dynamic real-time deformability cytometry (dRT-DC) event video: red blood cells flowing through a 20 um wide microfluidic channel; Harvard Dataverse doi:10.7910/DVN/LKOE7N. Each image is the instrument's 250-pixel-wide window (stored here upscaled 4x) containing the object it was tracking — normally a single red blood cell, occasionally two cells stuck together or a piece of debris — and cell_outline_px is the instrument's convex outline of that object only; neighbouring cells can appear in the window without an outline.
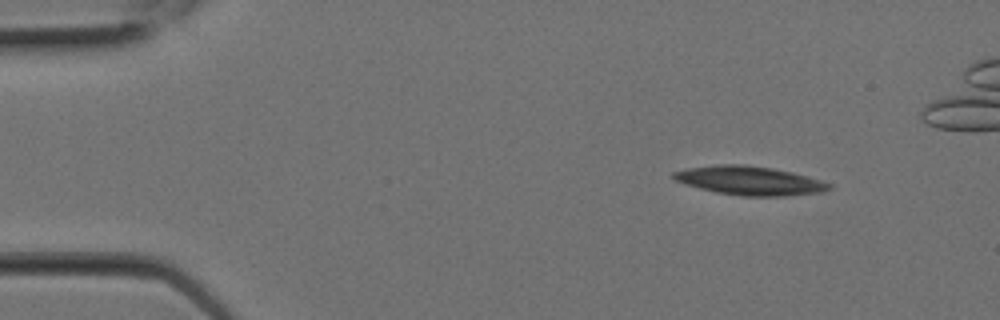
{"species": "Egyptian fruit bat (a non-hibernating species)", "species_latin": "Rousettus aegyptiacus", "temperature_condition": "room temperature", "stored_images_in_passage": 2, "camera_frame_rate_fps": 3000, "um_per_image_px": 0.085, "animal": {"sex": "female"}, "frame": {"image": 1, "passage_image": 2, "time_ms": 0.333, "image_size_px": [1000, 320], "cell_outline_px": [[832, 188], [824, 192], [788, 196], [744, 196], [716, 192], [684, 184], [676, 180], [672, 176], [672, 172], [688, 168], [720, 164], [744, 164], [772, 168], [792, 172], [820, 180], [832, 184]], "centroid_in_image_um": [63.75, 15.36], "position_along_channel_um": 21.3, "area_um2": 26.13}}